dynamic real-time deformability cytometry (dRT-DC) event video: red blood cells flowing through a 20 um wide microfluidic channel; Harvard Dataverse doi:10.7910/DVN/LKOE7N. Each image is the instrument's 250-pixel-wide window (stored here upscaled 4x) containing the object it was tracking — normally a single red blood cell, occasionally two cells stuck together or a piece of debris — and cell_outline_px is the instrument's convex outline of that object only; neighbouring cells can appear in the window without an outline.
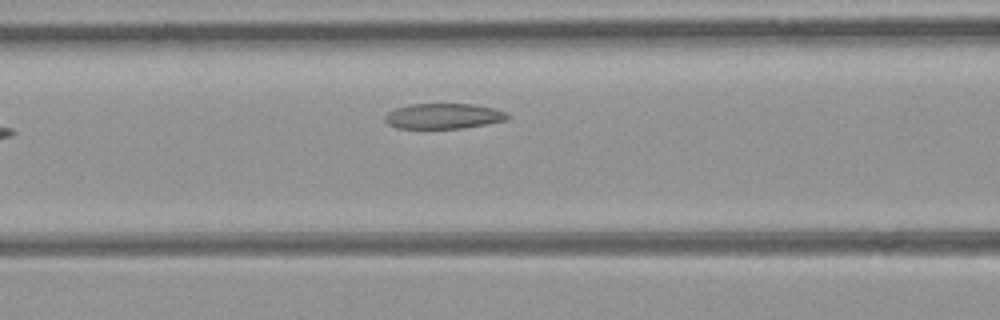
{"species": "common noctule bat (a hibernating species)", "species_latin": "Nyctalus noctula", "temperature_condition": "room temperature", "stored_images_in_passage": 4, "camera_frame_rate_fps": 3000, "um_per_image_px": 0.085, "animal": {"sex": "female", "body_mass_g": 21.9}, "frame": {"image": 1, "passage_image": 4, "time_ms": 1.0, "image_size_px": [1000, 320], "cell_outline_px": [[512, 116], [508, 120], [464, 128], [396, 128], [388, 124], [384, 120], [384, 116], [388, 112], [396, 108], [408, 104], [476, 104], [496, 108], [508, 112]], "centroid_in_image_um": [37.75, 9.86], "position_along_channel_um": 128.8, "area_um2": 18.44}}